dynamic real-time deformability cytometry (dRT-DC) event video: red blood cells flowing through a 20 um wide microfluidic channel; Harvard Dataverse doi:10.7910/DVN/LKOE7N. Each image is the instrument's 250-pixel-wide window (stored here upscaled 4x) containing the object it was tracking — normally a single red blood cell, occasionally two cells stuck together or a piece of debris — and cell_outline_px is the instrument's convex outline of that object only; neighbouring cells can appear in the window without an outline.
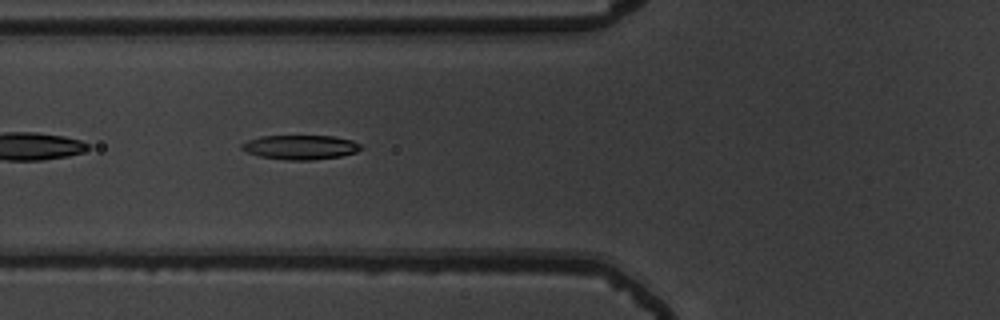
{"species": "common noctule bat (a hibernating species)", "species_latin": "Nyctalus noctula", "temperature_condition": "warm", "stored_images_in_passage": 39, "camera_frame_rate_fps": 3000, "um_per_image_px": 0.085, "animal": {"sex": "male", "body_mass_g": 19.5, "forearm_length_mm": 54.6}, "frame": {"image": 1, "passage_image": 7, "time_ms": 2.0, "image_size_px": [1000, 320], "cell_outline_px": [[364, 148], [356, 152], [340, 156], [312, 160], [284, 160], [260, 156], [248, 152], [240, 148], [240, 144], [248, 140], [260, 136], [332, 136], [352, 140], [360, 144]], "centroid_in_image_um": [25.54, 12.51], "position_along_channel_um": 100.3, "area_um2": 16.94}}
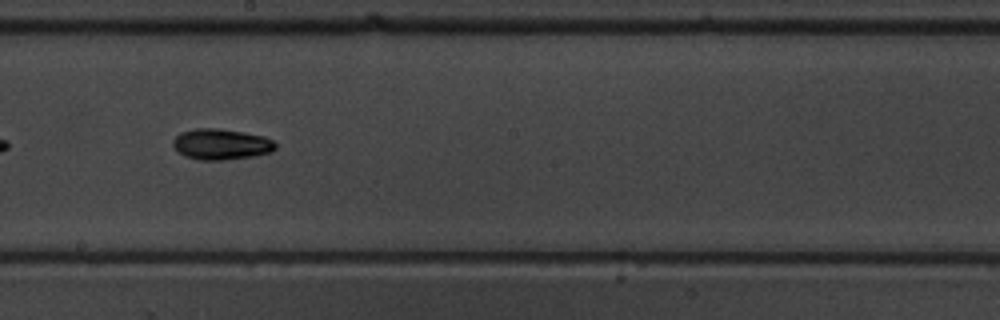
{"frame": {"image": 2, "passage_image": 17, "time_ms": 5.333, "image_size_px": [1000, 320], "cell_outline_px": [[276, 148], [272, 152], [256, 156], [224, 160], [200, 160], [184, 156], [172, 144], [172, 140], [180, 132], [196, 128], [220, 128], [244, 132], [264, 136], [272, 140], [276, 144]], "centroid_in_image_um": [18.81, 12.26], "position_along_channel_um": 229.4, "area_um2": 18.61}}
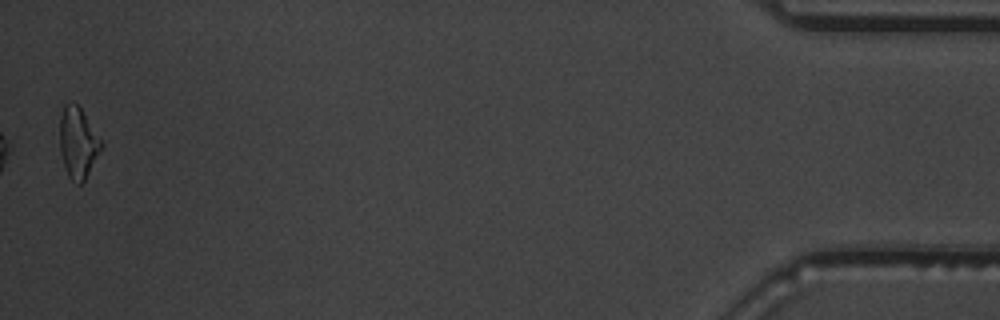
{"frame": {"image": 3, "passage_image": 39, "time_ms": 12.667, "image_size_px": [1000, 320], "cell_outline_px": [[104, 144], [100, 152], [84, 180], [80, 184], [76, 184], [68, 176], [60, 152], [60, 116], [64, 104], [76, 104], [80, 108]], "centroid_in_image_um": [6.62, 12.15], "position_along_channel_um": 428.6, "area_um2": 16.82}, "authors_computed_cell_mechanics": {"area_um2": 16.9354, "velocity_mm_per_s": 3.8669, "shape_relaxation_time_tau1_ms": 3.9296, "shape_relaxation_time_tau2_ms": null, "deformation_change_tau1": 0.1371, "deformation_change_tau2": null}}